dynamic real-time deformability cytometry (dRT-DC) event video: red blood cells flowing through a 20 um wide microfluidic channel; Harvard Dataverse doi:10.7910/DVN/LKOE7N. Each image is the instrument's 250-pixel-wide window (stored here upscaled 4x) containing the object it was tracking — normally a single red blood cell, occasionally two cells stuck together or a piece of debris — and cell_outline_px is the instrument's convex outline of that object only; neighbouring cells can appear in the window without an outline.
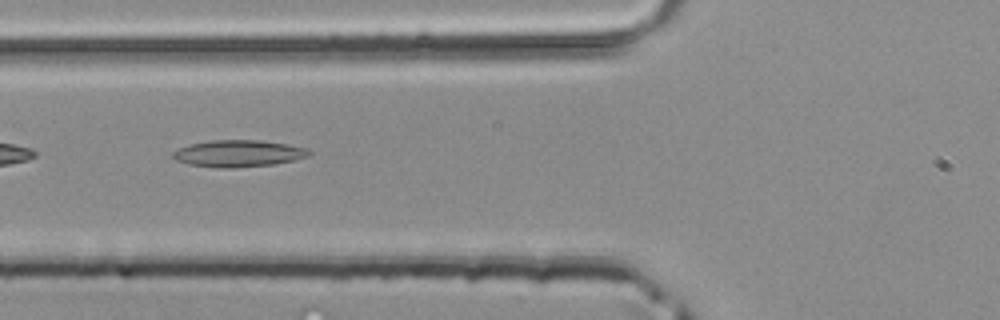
{"species": "common noctule bat (a hibernating species)", "species_latin": "Nyctalus noctula", "temperature_condition": "room temperature", "stored_images_in_passage": 4, "camera_frame_rate_fps": 3000, "um_per_image_px": 0.085, "animal": {"sex": "male", "body_mass_g": 20.4}, "frame": {"image": 1, "passage_image": 4, "time_ms": 1.0, "image_size_px": [1000, 320], "cell_outline_px": [[312, 152], [308, 156], [292, 160], [272, 164], [232, 168], [220, 168], [188, 164], [176, 160], [172, 156], [172, 152], [180, 148], [192, 144], [212, 140], [260, 140], [308, 148]], "centroid_in_image_um": [20.25, 13.04], "position_along_channel_um": 105.5, "area_um2": 20.98}}